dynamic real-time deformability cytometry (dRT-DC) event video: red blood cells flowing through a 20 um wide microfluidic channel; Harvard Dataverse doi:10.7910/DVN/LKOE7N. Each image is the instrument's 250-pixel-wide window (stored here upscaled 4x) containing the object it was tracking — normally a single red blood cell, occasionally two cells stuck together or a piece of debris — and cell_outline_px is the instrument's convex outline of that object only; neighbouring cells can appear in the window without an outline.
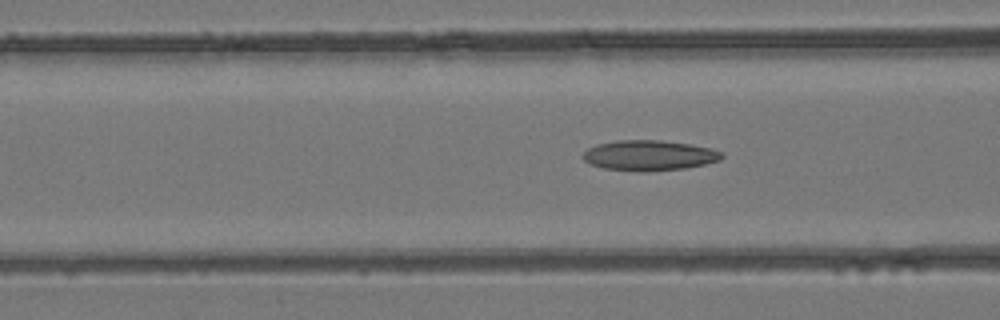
{"species": "common noctule bat (a hibernating species)", "species_latin": "Nyctalus noctula", "temperature_condition": "room temperature", "stored_images_in_passage": 5, "segment_of_instrument_passage": [2, 2], "camera_frame_rate_fps": 3000, "um_per_image_px": 0.085, "animal": {"sex": "female", "body_mass_g": 24.6, "forearm_length_mm": 56.2}, "frame": {"image": 1, "passage_image": 5, "time_ms": 1.333, "image_size_px": [1000, 320], "cell_outline_px": [[724, 156], [720, 160], [704, 164], [684, 168], [648, 172], [644, 172], [604, 168], [592, 164], [584, 160], [584, 152], [588, 148], [596, 144], [616, 140], [660, 140], [688, 144], [712, 148], [724, 152]], "centroid_in_image_um": [55.21, 13.2], "position_along_channel_um": 111.4, "area_um2": 24.51}}